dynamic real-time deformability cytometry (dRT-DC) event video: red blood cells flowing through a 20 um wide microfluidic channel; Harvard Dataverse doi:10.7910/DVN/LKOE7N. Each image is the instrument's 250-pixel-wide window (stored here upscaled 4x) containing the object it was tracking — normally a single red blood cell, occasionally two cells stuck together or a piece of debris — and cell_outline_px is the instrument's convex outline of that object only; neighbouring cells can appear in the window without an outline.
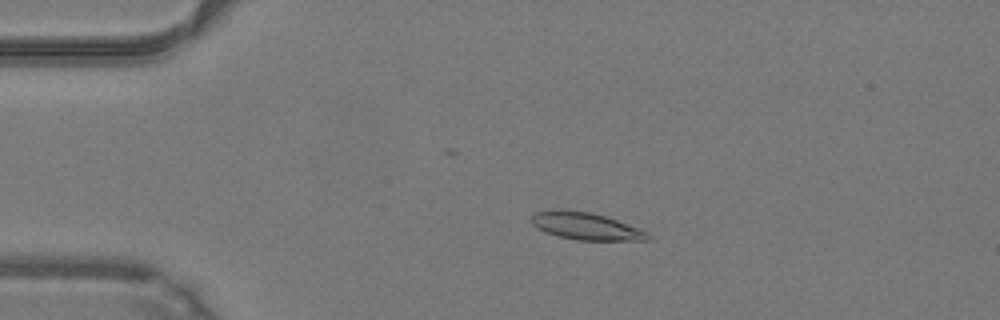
{"species": "common noctule bat (a hibernating species)", "species_latin": "Nyctalus noctula", "temperature_condition": "warm", "stored_images_in_passage": 49, "camera_frame_rate_fps": 3000, "um_per_image_px": 0.085, "animal": {"sex": "male", "body_mass_g": 19.2, "forearm_length_mm": 51.8}, "frame": {"image": 1, "passage_image": 11, "time_ms": 3.333, "image_size_px": [1000, 320], "cell_outline_px": [[652, 236], [648, 240], [576, 240], [544, 232], [536, 228], [528, 220], [532, 212], [556, 208], [592, 212], [640, 228], [648, 232]], "centroid_in_image_um": [49.72, 19.2], "position_along_channel_um": 35.3, "area_um2": 18.9}}
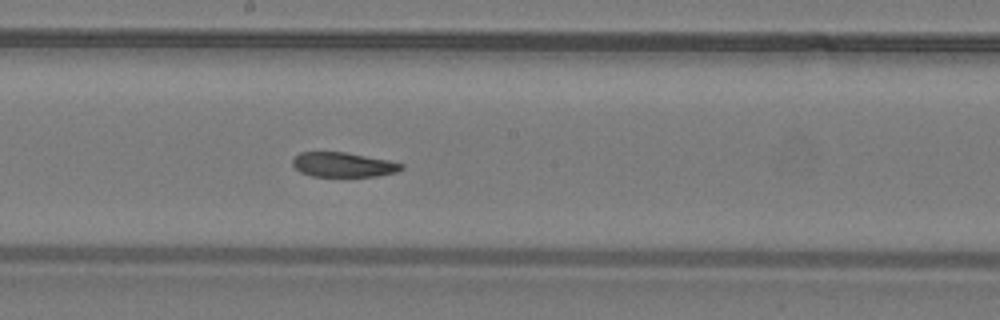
{"frame": {"image": 2, "passage_image": 27, "time_ms": 8.667, "image_size_px": [1000, 320], "cell_outline_px": [[404, 168], [396, 172], [380, 176], [312, 176], [300, 172], [292, 164], [292, 160], [300, 152], [344, 152], [388, 160], [404, 164]], "centroid_in_image_um": [29.19, 14.0], "position_along_channel_um": 219.0, "area_um2": 15.55}}
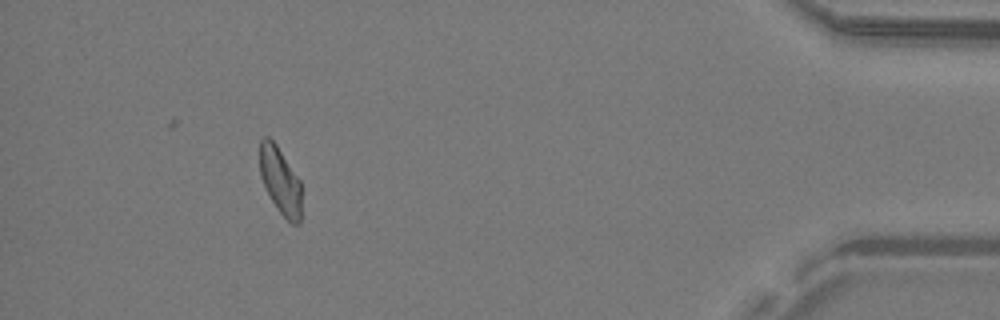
{"frame": {"image": 3, "passage_image": 45, "time_ms": 14.667, "image_size_px": [1000, 320], "cell_outline_px": [[300, 224], [292, 224], [280, 212], [272, 200], [260, 176], [260, 140], [264, 136], [268, 136], [276, 144], [300, 180]], "centroid_in_image_um": [23.81, 15.33], "position_along_channel_um": 411.4, "area_um2": 15.95}, "authors_computed_cell_mechanics": {"area_um2": 17.4556, "velocity_mm_per_s": 4.2404, "shape_relaxation_time_tau1_ms": 10.5028, "shape_relaxation_time_tau2_ms": 7.7062, "deformation_change_tau1": 0.2161, "deformation_change_tau2": 0.1593}}